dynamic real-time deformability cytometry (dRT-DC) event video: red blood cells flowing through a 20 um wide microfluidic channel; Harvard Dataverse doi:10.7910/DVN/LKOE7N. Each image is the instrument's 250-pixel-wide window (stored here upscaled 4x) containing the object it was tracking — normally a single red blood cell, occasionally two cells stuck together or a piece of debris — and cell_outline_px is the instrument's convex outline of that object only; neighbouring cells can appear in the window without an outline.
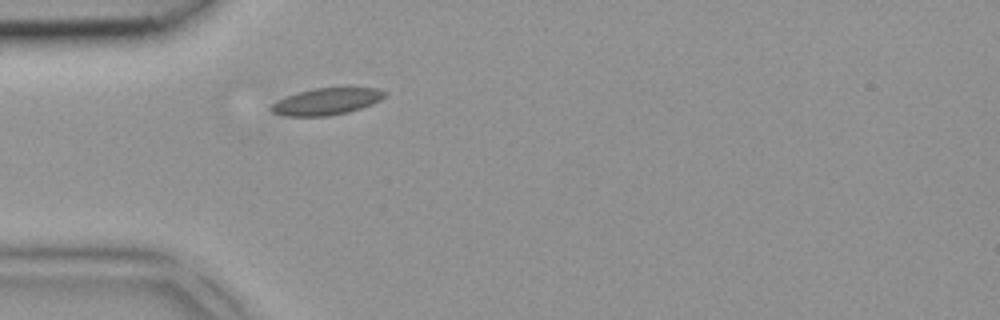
{"species": "common noctule bat (a hibernating species)", "species_latin": "Nyctalus noctula", "temperature_condition": "room temperature", "stored_images_in_passage": 3, "camera_frame_rate_fps": 3000, "um_per_image_px": 0.085, "animal": {"sex": "female", "body_mass_g": 18.4}, "frame": {"image": 1, "passage_image": 3, "time_ms": 0.667, "image_size_px": [1000, 320], "cell_outline_px": [[388, 92], [380, 100], [372, 104], [348, 112], [328, 116], [284, 116], [272, 112], [268, 108], [276, 100], [284, 96], [296, 92], [312, 88], [376, 88]], "centroid_in_image_um": [27.69, 8.62], "position_along_channel_um": 57.3, "area_um2": 17.86}}